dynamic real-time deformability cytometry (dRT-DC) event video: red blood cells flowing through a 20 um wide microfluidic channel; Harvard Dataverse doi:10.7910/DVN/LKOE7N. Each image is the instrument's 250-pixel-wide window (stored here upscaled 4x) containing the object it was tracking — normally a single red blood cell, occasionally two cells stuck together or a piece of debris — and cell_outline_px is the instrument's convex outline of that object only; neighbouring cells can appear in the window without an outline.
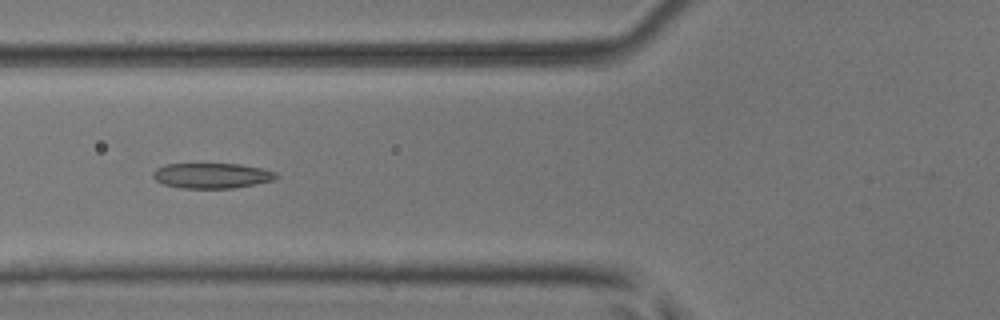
{"species": "common noctule bat (a hibernating species)", "species_latin": "Nyctalus noctula", "temperature_condition": "room temperature", "stored_images_in_passage": 49, "camera_frame_rate_fps": 3000, "um_per_image_px": 0.085, "animal": {"sex": "male", "body_mass_g": 17.9, "forearm_length_mm": 54.2}, "frame": {"image": 1, "passage_image": 17, "time_ms": 5.333, "image_size_px": [1000, 320], "cell_outline_px": [[280, 176], [272, 180], [256, 184], [232, 188], [180, 188], [164, 184], [156, 180], [152, 176], [152, 172], [156, 168], [168, 164], [240, 164], [260, 168], [276, 172]], "centroid_in_image_um": [18.0, 14.93], "position_along_channel_um": 107.8, "area_um2": 18.09}}
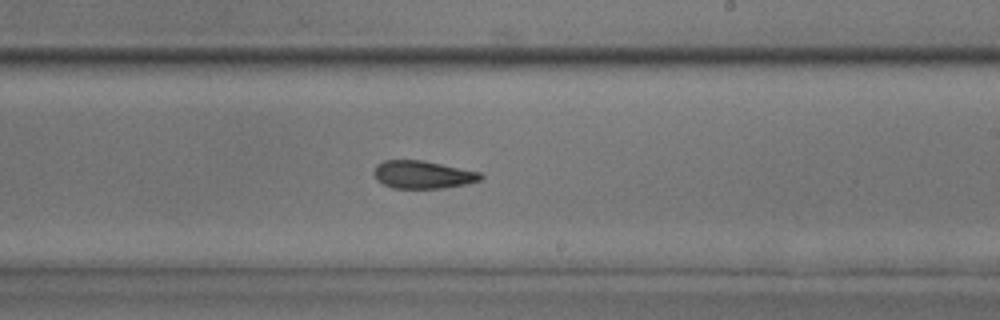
{"frame": {"image": 2, "passage_image": 28, "time_ms": 9.0, "image_size_px": [1000, 320], "cell_outline_px": [[484, 176], [480, 180], [464, 184], [444, 188], [392, 188], [376, 180], [372, 172], [376, 164], [384, 160], [424, 160], [480, 172]], "centroid_in_image_um": [35.89, 14.83], "position_along_channel_um": 253.1, "area_um2": 17.4}}
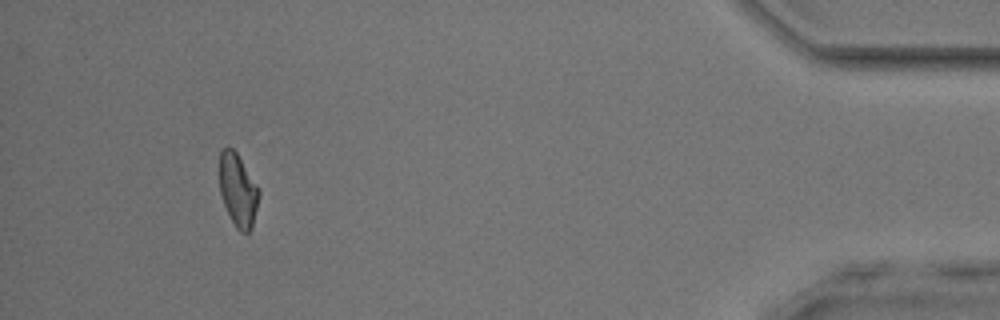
{"frame": {"image": 3, "passage_image": 45, "time_ms": 14.667, "image_size_px": [1000, 320], "cell_outline_px": [[260, 192], [252, 228], [248, 232], [240, 232], [236, 228], [224, 204], [220, 192], [220, 152], [228, 144], [236, 152], [256, 184]], "centroid_in_image_um": [20.22, 16.15], "position_along_channel_um": 415.0, "area_um2": 16.47}, "authors_computed_cell_mechanics": {"area_um2": 17.7446, "velocity_mm_per_s": 3.9726, "shape_relaxation_time_tau1_ms": 3.3146, "shape_relaxation_time_tau2_ms": 1.8637, "deformation_change_tau1": 0.1093, "deformation_change_tau2": 0.0805}}